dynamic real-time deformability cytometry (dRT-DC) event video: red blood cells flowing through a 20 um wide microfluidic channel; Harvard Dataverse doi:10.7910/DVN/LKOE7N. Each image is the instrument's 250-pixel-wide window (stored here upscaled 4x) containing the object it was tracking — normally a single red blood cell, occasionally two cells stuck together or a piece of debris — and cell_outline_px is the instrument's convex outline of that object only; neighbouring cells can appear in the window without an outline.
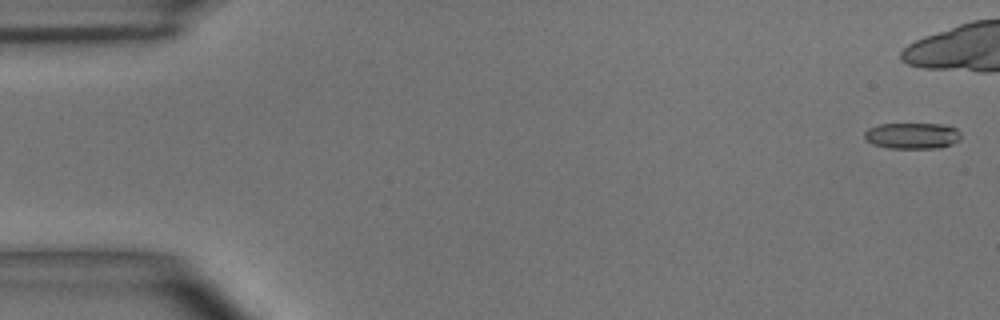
{"species": "common noctule bat (a hibernating species)", "species_latin": "Nyctalus noctula", "temperature_condition": "room temperature", "stored_images_in_passage": 5, "camera_frame_rate_fps": 3000, "um_per_image_px": 0.085, "animal": {"sex": "male", "body_mass_g": 15.6}, "frame": {"image": 1, "passage_image": 1, "time_ms": 0.0, "image_size_px": [1000, 320], "cell_outline_px": [[960, 140], [952, 144], [940, 148], [888, 148], [872, 144], [864, 140], [864, 132], [868, 128], [880, 124], [948, 124], [956, 128], [960, 132]], "centroid_in_image_um": [77.54, 11.54], "position_along_channel_um": 7.5, "area_um2": 14.91}}